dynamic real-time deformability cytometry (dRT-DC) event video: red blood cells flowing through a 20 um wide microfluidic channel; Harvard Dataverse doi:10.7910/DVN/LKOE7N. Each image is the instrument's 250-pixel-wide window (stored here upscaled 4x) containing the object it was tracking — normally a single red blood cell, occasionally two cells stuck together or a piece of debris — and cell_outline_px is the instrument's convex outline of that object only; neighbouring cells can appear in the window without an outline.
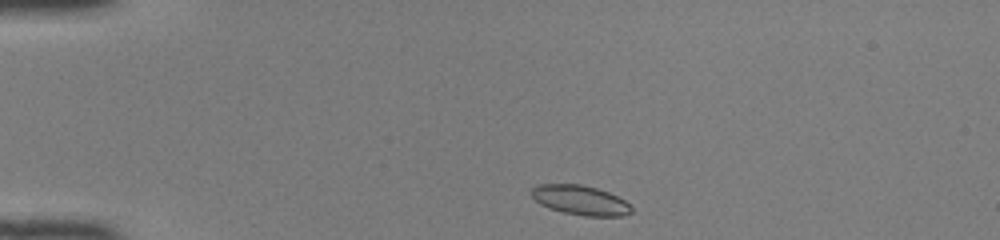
{"species": "common noctule bat (a hibernating species)", "species_latin": "Nyctalus noctula", "temperature_condition": "room temperature", "stored_images_in_passage": 40, "camera_frame_rate_fps": 3000, "um_per_image_px": 0.085, "animal": {"sex": "female", "body_mass_g": 22.0, "forearm_length_mm": 56.7}, "frame": {"image": 1, "passage_image": 1, "time_ms": 0.0, "image_size_px": [1000, 240], "cell_outline_px": [[632, 212], [624, 216], [584, 216], [564, 212], [548, 208], [540, 204], [532, 196], [532, 188], [536, 184], [580, 184], [596, 188], [608, 192], [624, 200], [632, 208]], "centroid_in_image_um": [49.32, 17.01], "position_along_channel_um": 35.7, "area_um2": 17.17}}
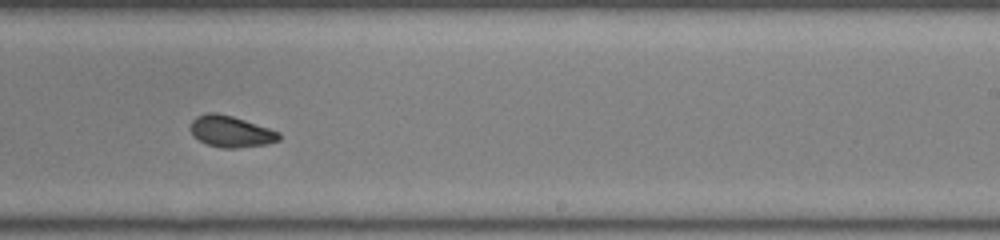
{"frame": {"image": 2, "passage_image": 22, "time_ms": 7.0, "image_size_px": [1000, 240], "cell_outline_px": [[280, 140], [268, 144], [236, 148], [220, 148], [208, 144], [192, 136], [192, 120], [196, 116], [208, 112], [216, 112], [232, 116], [280, 132]], "centroid_in_image_um": [19.63, 11.18], "position_along_channel_um": 269.4, "area_um2": 16.07}}
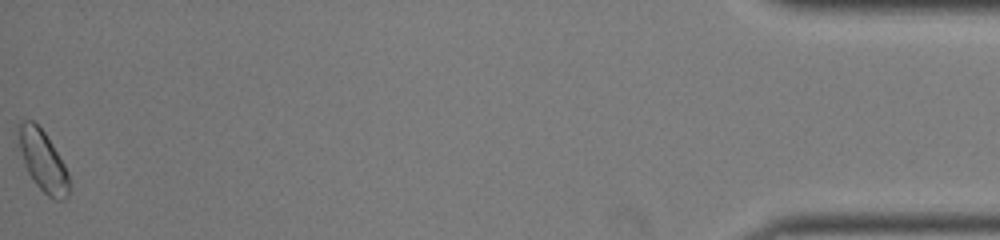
{"frame": {"image": 3, "passage_image": 40, "time_ms": 13.0, "image_size_px": [1000, 240], "cell_outline_px": [[68, 196], [60, 200], [56, 200], [48, 196], [36, 184], [28, 172], [20, 148], [16, 128], [16, 124], [20, 120], [32, 120], [44, 132], [52, 144], [64, 164], [68, 172]], "centroid_in_image_um": [3.62, 13.63], "position_along_channel_um": 431.6, "area_um2": 17.63}, "authors_computed_cell_mechanics": {"area_um2": 16.6175, "velocity_mm_per_s": 4.1117, "shape_relaxation_time_tau1_ms": 6.4506, "shape_relaxation_time_tau2_ms": 4.9543, "deformation_change_tau1": 0.137, "deformation_change_tau2": 0.0814}}